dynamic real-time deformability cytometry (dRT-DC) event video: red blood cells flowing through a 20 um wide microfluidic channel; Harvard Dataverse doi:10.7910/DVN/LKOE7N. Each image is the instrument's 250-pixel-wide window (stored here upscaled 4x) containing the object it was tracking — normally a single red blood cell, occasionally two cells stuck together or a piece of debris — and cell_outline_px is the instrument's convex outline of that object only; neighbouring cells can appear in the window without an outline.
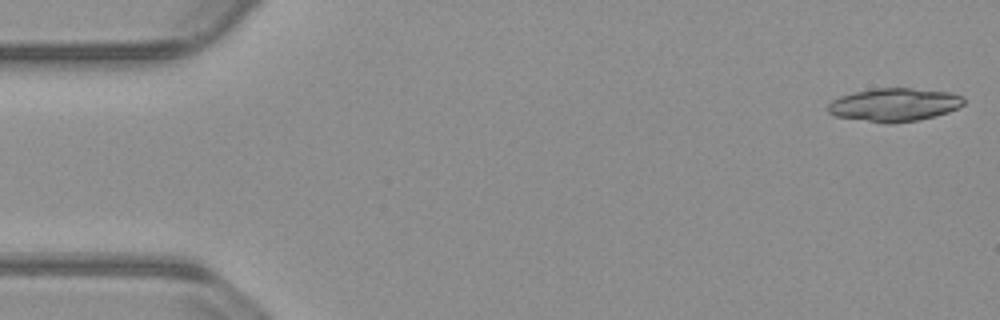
{"species": "common noctule bat (a hibernating species)", "species_latin": "Nyctalus noctula", "temperature_condition": "warm", "stored_images_in_passage": 17, "camera_frame_rate_fps": 3000, "um_per_image_px": 0.085, "animal": {"sex": "male", "body_mass_g": 23.1, "forearm_length_mm": 52.7}, "frame": {"image": 1, "passage_image": 1, "time_ms": 0.0, "image_size_px": [1000, 320], "cell_outline_px": [[964, 104], [948, 112], [916, 120], [892, 124], [888, 124], [836, 116], [828, 112], [828, 104], [832, 100], [840, 96], [852, 92], [876, 88], [912, 88], [952, 92], [964, 96]], "centroid_in_image_um": [76.02, 8.89], "position_along_channel_um": 9.0, "area_um2": 26.3}}